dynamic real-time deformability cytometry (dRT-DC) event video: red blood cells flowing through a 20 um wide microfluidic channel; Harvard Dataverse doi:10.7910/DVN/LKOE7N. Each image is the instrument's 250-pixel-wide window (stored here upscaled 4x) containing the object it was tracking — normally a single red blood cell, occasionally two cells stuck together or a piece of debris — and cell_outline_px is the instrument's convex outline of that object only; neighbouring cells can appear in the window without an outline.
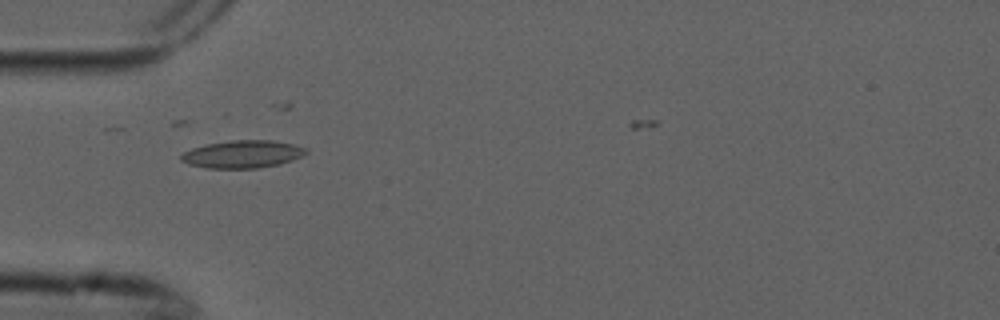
{"species": "common noctule bat (a hibernating species)", "species_latin": "Nyctalus noctula", "temperature_condition": "cold", "stored_images_in_passage": 2, "camera_frame_rate_fps": 3000, "um_per_image_px": 0.085, "animal": {"sex": "male", "forearm_length_mm": 52.5}, "frame": {"image": 1, "passage_image": 1, "time_ms": 0.0, "image_size_px": [1000, 320], "cell_outline_px": [[308, 152], [304, 156], [280, 164], [256, 168], [208, 168], [188, 164], [180, 160], [180, 156], [184, 152], [192, 148], [204, 144], [232, 140], [272, 140], [292, 144], [308, 148]], "centroid_in_image_um": [20.63, 13.1], "position_along_channel_um": 64.4, "area_um2": 20.23}}